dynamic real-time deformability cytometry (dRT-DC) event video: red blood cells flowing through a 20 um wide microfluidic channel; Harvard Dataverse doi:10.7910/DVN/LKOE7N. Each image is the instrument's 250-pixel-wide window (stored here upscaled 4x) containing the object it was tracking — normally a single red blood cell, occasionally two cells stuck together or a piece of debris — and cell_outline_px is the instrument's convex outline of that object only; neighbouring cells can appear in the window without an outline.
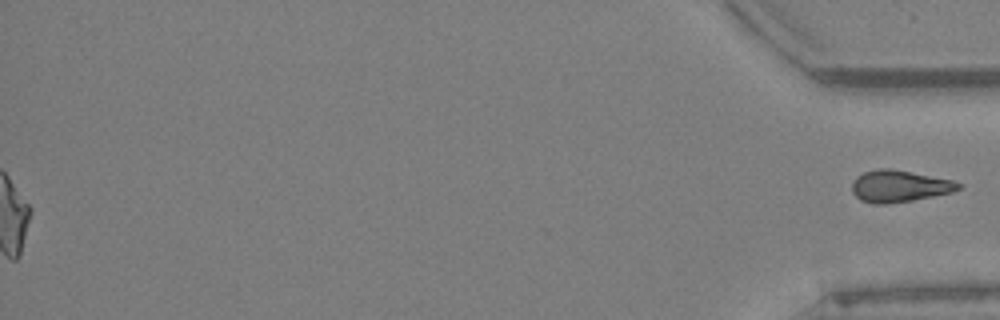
{"species": "Egyptian fruit bat (a non-hibernating species)", "species_latin": "Rousettus aegyptiacus", "temperature_condition": "warm", "stored_images_in_passage": 61, "segment_of_instrument_passage": [2, 2], "camera_frame_rate_fps": 3000, "um_per_image_px": 0.085, "animal": {"sex": "female"}, "frame": {"image": 1, "passage_image": 61, "time_ms": 20.0, "image_size_px": [1000, 320], "cell_outline_px": [[964, 184], [960, 188], [952, 192], [912, 200], [884, 204], [872, 204], [860, 200], [852, 192], [852, 180], [856, 176], [864, 172], [880, 168], [892, 168], [952, 180]], "centroid_in_image_um": [76.41, 15.82], "position_along_channel_um": 358.8, "area_um2": 19.77}}